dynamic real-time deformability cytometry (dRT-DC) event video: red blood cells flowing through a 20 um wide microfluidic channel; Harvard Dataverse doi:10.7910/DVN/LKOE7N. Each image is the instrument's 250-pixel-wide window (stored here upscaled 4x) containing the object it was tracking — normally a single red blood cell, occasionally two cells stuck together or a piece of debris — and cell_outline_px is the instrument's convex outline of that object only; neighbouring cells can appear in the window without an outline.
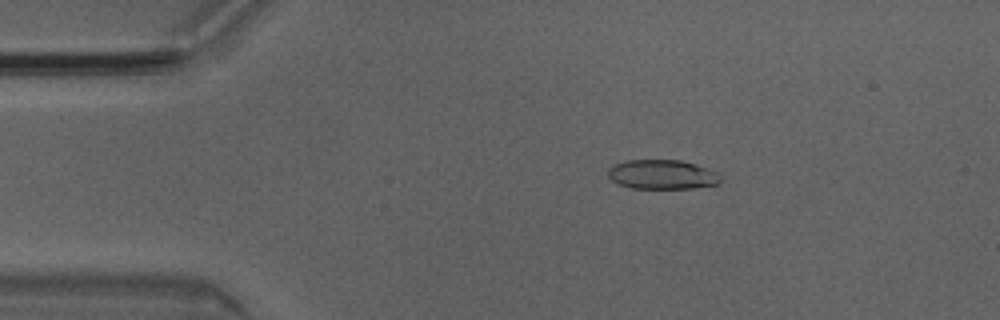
{"species": "Egyptian fruit bat (a non-hibernating species)", "species_latin": "Rousettus aegyptiacus", "temperature_condition": "room temperature", "stored_images_in_passage": 49, "camera_frame_rate_fps": 3000, "um_per_image_px": 0.085, "animal": {"sex": "male"}, "frame": {"image": 1, "passage_image": 8, "time_ms": 2.333, "image_size_px": [1000, 320], "cell_outline_px": [[720, 180], [716, 184], [692, 188], [632, 188], [616, 184], [608, 176], [608, 168], [612, 164], [628, 160], [680, 160], [696, 164], [720, 172]], "centroid_in_image_um": [56.26, 14.82], "position_along_channel_um": 28.7, "area_um2": 19.42}}
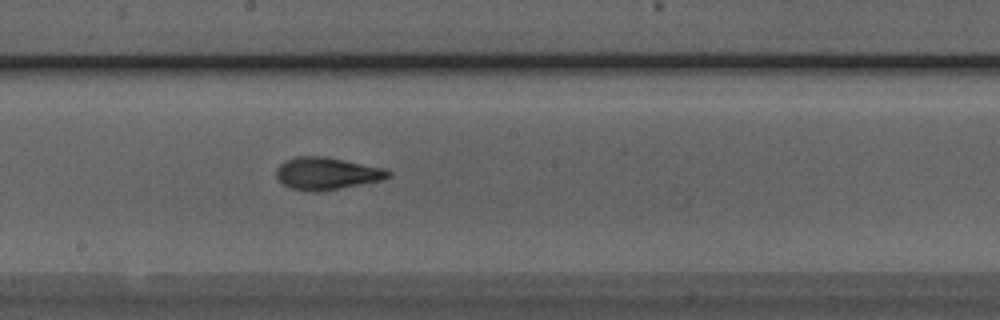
{"frame": {"image": 2, "passage_image": 26, "time_ms": 8.333, "image_size_px": [1000, 320], "cell_outline_px": [[392, 172], [388, 176], [380, 180], [316, 192], [308, 192], [292, 188], [284, 184], [276, 176], [276, 168], [284, 160], [296, 156], [324, 156], [388, 168]], "centroid_in_image_um": [27.76, 14.72], "position_along_channel_um": 220.4, "area_um2": 20.98}}
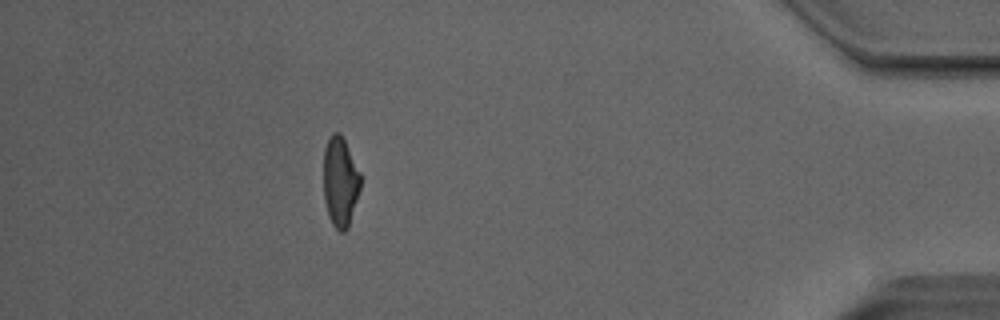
{"frame": {"image": 3, "passage_image": 44, "time_ms": 14.333, "image_size_px": [1000, 320], "cell_outline_px": [[360, 188], [348, 228], [344, 232], [340, 232], [332, 224], [328, 216], [324, 200], [324, 148], [332, 132], [340, 132], [360, 172]], "centroid_in_image_um": [28.91, 15.46], "position_along_channel_um": 406.3, "area_um2": 19.25}, "authors_computed_cell_mechanics": {"area_um2": 20.4612, "velocity_mm_per_s": 4.0426, "shape_relaxation_time_tau1_ms": 5.0352, "shape_relaxation_time_tau2_ms": 1.2872, "deformation_change_tau1": 0.2037, "deformation_change_tau2": 0.0948}}